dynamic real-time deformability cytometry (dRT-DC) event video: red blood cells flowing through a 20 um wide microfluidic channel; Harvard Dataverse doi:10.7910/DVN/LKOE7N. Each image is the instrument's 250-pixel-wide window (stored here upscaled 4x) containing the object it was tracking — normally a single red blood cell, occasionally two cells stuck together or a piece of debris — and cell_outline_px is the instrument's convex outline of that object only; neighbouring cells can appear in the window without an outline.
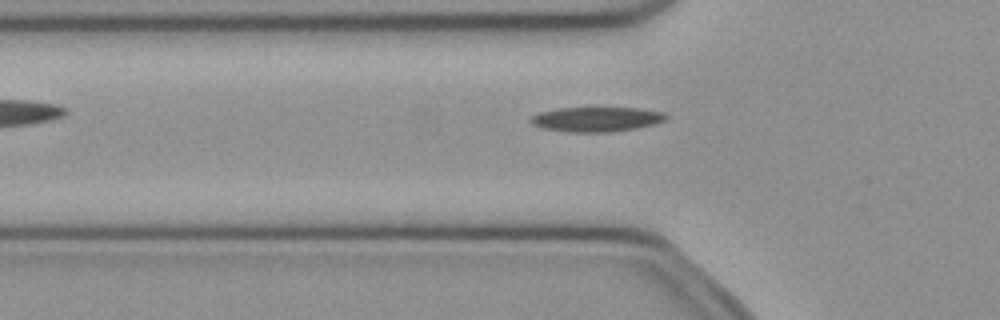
{"species": "common noctule bat (a hibernating species)", "species_latin": "Nyctalus noctula", "temperature_condition": "cold", "stored_images_in_passage": 36, "camera_frame_rate_fps": 3000, "um_per_image_px": 0.085, "animal": {"sex": "female", "body_mass_g": 21.9}, "frame": {"image": 1, "passage_image": 2, "time_ms": 0.333, "image_size_px": [1000, 320], "cell_outline_px": [[668, 116], [664, 120], [652, 124], [636, 128], [612, 132], [568, 132], [540, 128], [532, 124], [528, 120], [532, 116], [540, 112], [556, 108], [636, 108], [664, 112]], "centroid_in_image_um": [50.64, 10.14], "position_along_channel_um": 75.2, "area_um2": 19.48}}
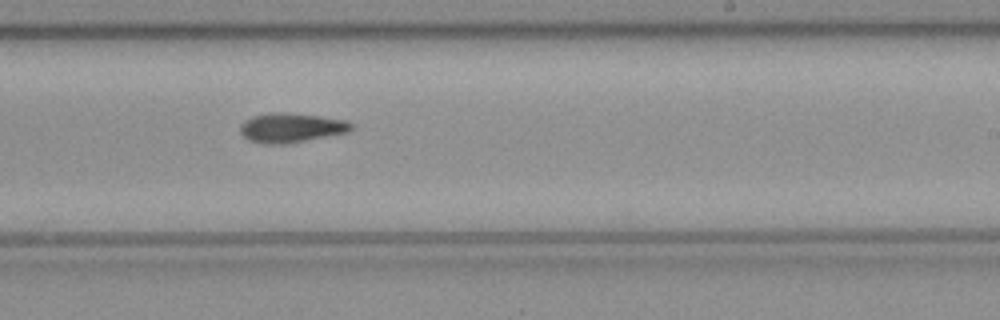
{"frame": {"image": 2, "passage_image": 16, "time_ms": 5.0, "image_size_px": [1000, 320], "cell_outline_px": [[352, 128], [348, 132], [304, 140], [280, 144], [264, 144], [248, 140], [240, 132], [240, 124], [244, 120], [252, 116], [272, 112], [288, 112], [320, 116], [344, 120], [352, 124]], "centroid_in_image_um": [24.69, 10.84], "position_along_channel_um": 264.3, "area_um2": 18.9}}
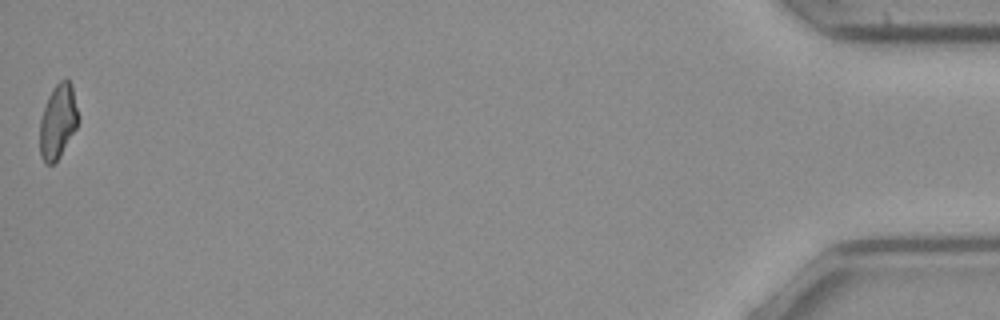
{"frame": {"image": 3, "passage_image": 36, "time_ms": 11.667, "image_size_px": [1000, 320], "cell_outline_px": [[80, 116], [76, 128], [60, 156], [52, 164], [44, 164], [40, 156], [40, 120], [48, 96], [52, 88], [60, 80], [68, 80], [72, 84]], "centroid_in_image_um": [4.93, 10.31], "position_along_channel_um": 430.3, "area_um2": 16.76}, "authors_computed_cell_mechanics": {"area_um2": 18.496, "velocity_mm_per_s": 4.0252, "shape_relaxation_time_tau1_ms": 6.5085, "shape_relaxation_time_tau2_ms": null, "deformation_change_tau1": 0.1689, "deformation_change_tau2": null}}